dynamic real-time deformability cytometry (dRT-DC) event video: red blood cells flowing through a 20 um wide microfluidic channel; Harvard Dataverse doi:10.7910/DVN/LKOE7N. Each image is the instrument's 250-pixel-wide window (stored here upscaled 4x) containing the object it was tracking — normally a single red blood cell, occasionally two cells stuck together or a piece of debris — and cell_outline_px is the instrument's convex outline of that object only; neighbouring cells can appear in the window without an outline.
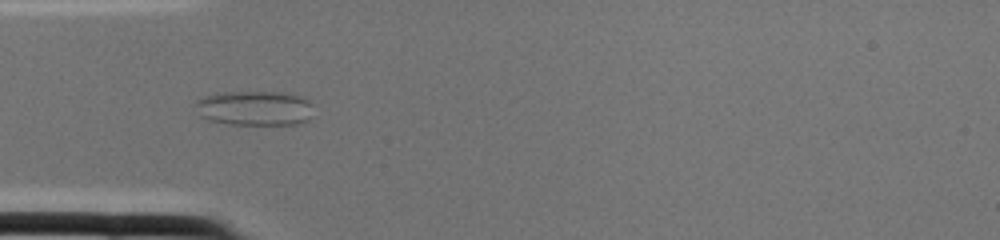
{"species": "common noctule bat (a hibernating species)", "species_latin": "Nyctalus noctula", "temperature_condition": "cold", "stored_images_in_passage": 2, "camera_frame_rate_fps": 3000, "um_per_image_px": 0.085, "animal": {"sex": "female", "body_mass_g": 22.0, "forearm_length_mm": 56.7}, "frame": {"image": 1, "passage_image": 2, "time_ms": 0.333, "image_size_px": [1000, 240], "cell_outline_px": [[312, 104], [308, 120], [300, 124], [228, 124], [208, 120], [200, 116], [196, 104], [196, 100], [204, 96], [216, 92], [280, 92], [300, 96], [308, 100]], "centroid_in_image_um": [21.62, 9.19], "position_along_channel_um": 63.4, "area_um2": 23.87}}